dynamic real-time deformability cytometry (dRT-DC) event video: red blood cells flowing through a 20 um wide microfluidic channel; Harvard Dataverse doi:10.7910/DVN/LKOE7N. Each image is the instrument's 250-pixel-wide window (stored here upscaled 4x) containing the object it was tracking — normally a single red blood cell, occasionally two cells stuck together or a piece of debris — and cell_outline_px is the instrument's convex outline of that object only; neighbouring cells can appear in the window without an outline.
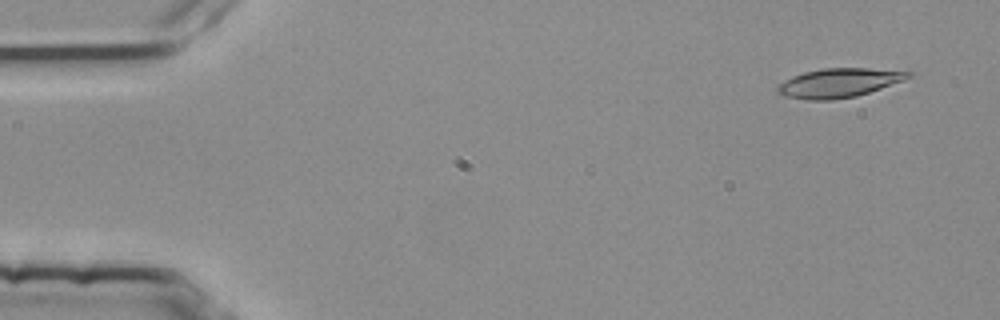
{"species": "common noctule bat (a hibernating species)", "species_latin": "Nyctalus noctula", "temperature_condition": "room temperature", "stored_images_in_passage": 4, "camera_frame_rate_fps": 3000, "um_per_image_px": 0.085, "animal": {"sex": "female", "body_mass_g": 25.1}, "frame": {"image": 1, "passage_image": 1, "time_ms": 0.0, "image_size_px": [1000, 320], "cell_outline_px": [[912, 76], [904, 80], [856, 96], [832, 100], [808, 100], [784, 96], [776, 92], [776, 88], [784, 80], [792, 76], [804, 72], [824, 68], [868, 68], [912, 72]], "centroid_in_image_um": [71.27, 7.04], "position_along_channel_um": 13.7, "area_um2": 22.02}}
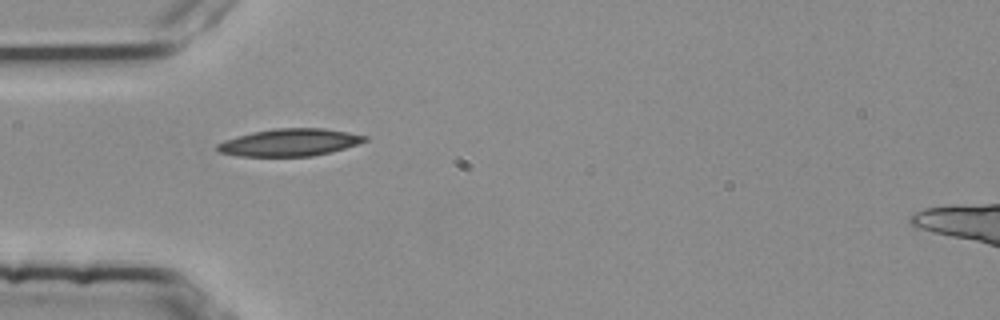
{"frame": {"image": 2, "passage_image": 4, "time_ms": 1.0, "image_size_px": [1000, 320], "cell_outline_px": [[368, 140], [332, 152], [312, 156], [240, 156], [216, 152], [216, 144], [224, 140], [236, 136], [252, 132], [276, 128], [324, 128], [348, 132], [368, 136]], "centroid_in_image_um": [24.59, 12.1], "position_along_channel_um": 60.4, "area_um2": 23.58}}